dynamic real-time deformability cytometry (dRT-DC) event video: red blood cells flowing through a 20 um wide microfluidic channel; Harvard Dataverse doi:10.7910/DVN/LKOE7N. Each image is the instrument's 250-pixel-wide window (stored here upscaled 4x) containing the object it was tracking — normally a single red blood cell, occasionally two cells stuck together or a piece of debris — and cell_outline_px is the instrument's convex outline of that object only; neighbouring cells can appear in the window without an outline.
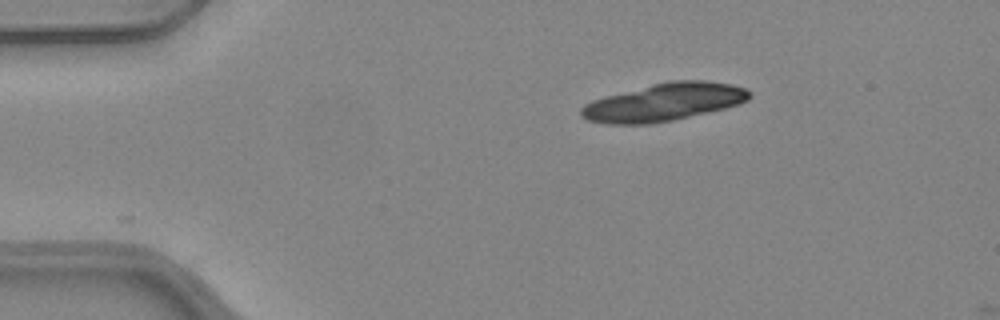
{"species": "common noctule bat (a hibernating species)", "species_latin": "Nyctalus noctula", "temperature_condition": "warm", "stored_images_in_passage": 3, "camera_frame_rate_fps": 3000, "um_per_image_px": 0.085, "animal": {"sex": "female", "body_mass_g": 24.6, "forearm_length_mm": 56.2}, "frame": {"image": 1, "passage_image": 1, "time_ms": 0.0, "image_size_px": [1000, 320], "cell_outline_px": [[752, 96], [748, 100], [740, 104], [708, 112], [672, 120], [648, 124], [608, 124], [588, 120], [580, 116], [580, 108], [584, 104], [592, 100], [652, 84], [672, 80], [704, 80], [732, 84], [748, 88], [752, 92]], "centroid_in_image_um": [56.47, 8.68], "position_along_channel_um": 28.5, "area_um2": 36.99}}